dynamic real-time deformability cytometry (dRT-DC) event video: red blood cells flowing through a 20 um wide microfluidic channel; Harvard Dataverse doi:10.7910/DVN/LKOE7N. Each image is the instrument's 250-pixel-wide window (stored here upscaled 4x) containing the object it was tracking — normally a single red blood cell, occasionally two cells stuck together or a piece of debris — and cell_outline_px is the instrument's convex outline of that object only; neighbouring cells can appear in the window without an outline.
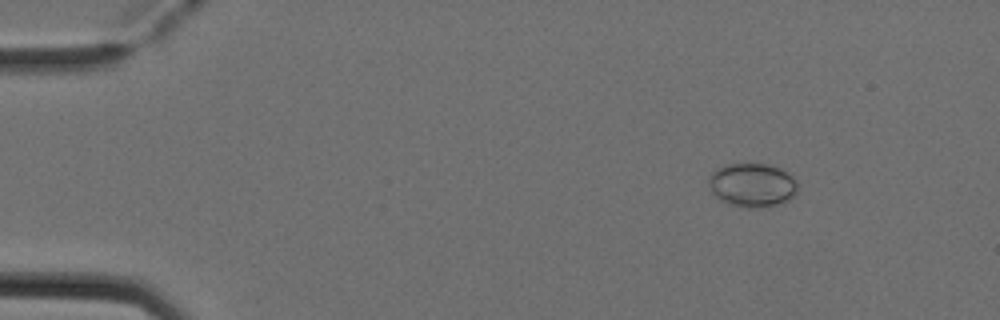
{"species": "Egyptian fruit bat (a non-hibernating species)", "species_latin": "Rousettus aegyptiacus", "temperature_condition": "cold", "stored_images_in_passage": 5, "camera_frame_rate_fps": 3000, "um_per_image_px": 0.085, "animal": {"sex": "female"}, "frame": {"image": 1, "passage_image": 1, "time_ms": 0.0, "image_size_px": [1000, 320], "cell_outline_px": [[796, 192], [788, 200], [780, 204], [760, 208], [748, 208], [732, 204], [720, 200], [712, 192], [708, 184], [708, 176], [716, 168], [724, 164], [768, 164], [780, 168], [792, 176], [796, 180]], "centroid_in_image_um": [63.91, 15.72], "position_along_channel_um": 21.1, "area_um2": 22.77}}
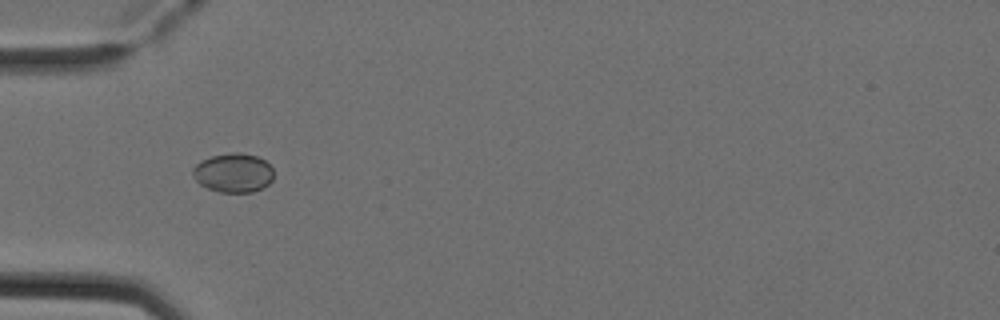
{"frame": {"image": 2, "passage_image": 4, "time_ms": 1.0, "image_size_px": [1000, 320], "cell_outline_px": [[272, 180], [264, 188], [252, 192], [220, 192], [208, 188], [200, 184], [196, 180], [192, 172], [192, 168], [200, 160], [212, 156], [232, 152], [240, 152], [256, 156], [264, 160], [272, 168]], "centroid_in_image_um": [19.82, 14.69], "position_along_channel_um": 65.2, "area_um2": 18.44}}
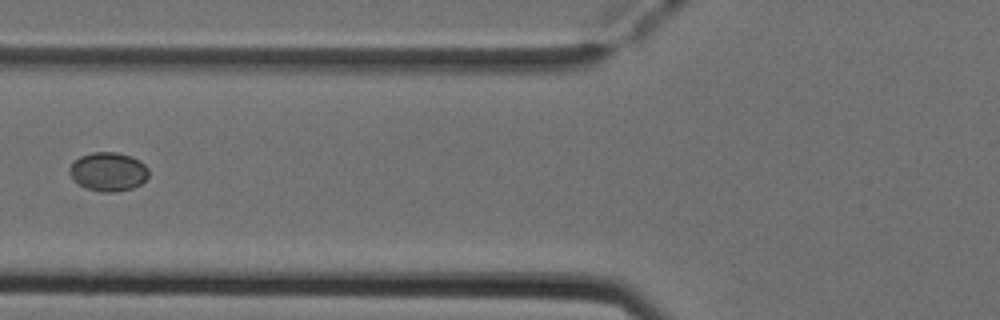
{"frame": {"image": 3, "passage_image": 5, "time_ms": 1.333, "image_size_px": [1000, 320], "cell_outline_px": [[148, 176], [140, 184], [132, 188], [112, 192], [100, 192], [88, 188], [72, 180], [68, 172], [68, 168], [80, 156], [92, 152], [116, 152], [132, 156], [140, 160], [148, 168]], "centroid_in_image_um": [9.19, 14.58], "position_along_channel_um": 116.6, "area_um2": 17.92}}